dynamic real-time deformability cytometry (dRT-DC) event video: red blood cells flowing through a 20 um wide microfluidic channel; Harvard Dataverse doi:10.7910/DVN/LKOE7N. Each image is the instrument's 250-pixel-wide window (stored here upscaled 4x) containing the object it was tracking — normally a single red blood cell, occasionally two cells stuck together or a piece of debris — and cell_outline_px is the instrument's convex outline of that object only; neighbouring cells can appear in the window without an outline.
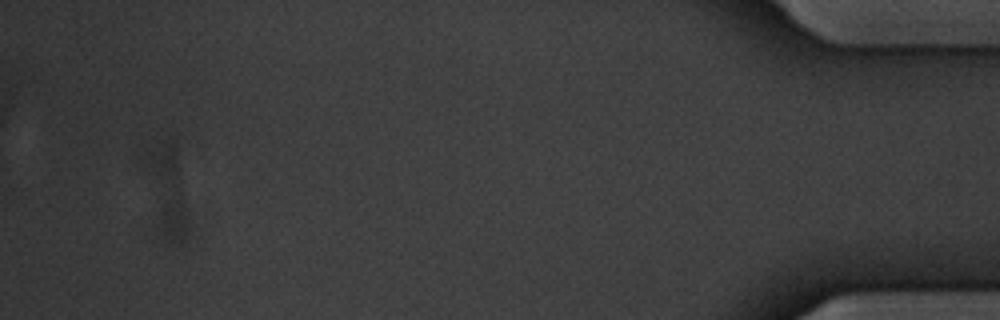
{"species": "common noctule bat (a hibernating species)", "species_latin": "Nyctalus noctula", "temperature_condition": "warm", "stored_images_in_passage": 48, "camera_frame_rate_fps": 3000, "um_per_image_px": 0.085, "animal": {"sex": "male", "body_mass_g": 20.1, "forearm_length_mm": 53.5}, "frame": {"image": 1, "passage_image": 48, "time_ms": 15.667, "image_size_px": [1000, 320], "cell_outline_px": [[188, 240], [180, 244], [164, 240], [160, 228], [144, 160], [152, 152], [172, 136], [176, 148], [188, 220]], "centroid_in_image_um": [14.29, 16.33], "position_along_channel_um": 420.9, "area_um2": 21.27}}